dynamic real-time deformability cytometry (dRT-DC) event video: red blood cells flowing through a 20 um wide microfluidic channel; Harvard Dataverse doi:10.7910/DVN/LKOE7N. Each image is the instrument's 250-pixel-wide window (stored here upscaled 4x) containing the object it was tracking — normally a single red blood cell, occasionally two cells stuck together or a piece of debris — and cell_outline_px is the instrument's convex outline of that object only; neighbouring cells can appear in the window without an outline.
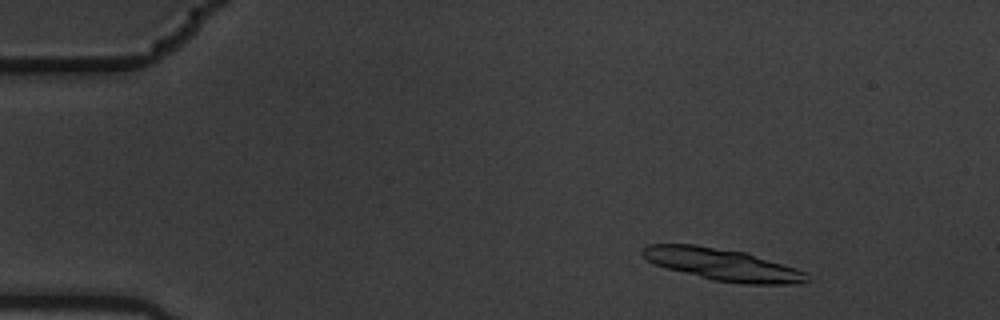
{"species": "common noctule bat (a hibernating species)", "species_latin": "Nyctalus noctula", "temperature_condition": "warm", "stored_images_in_passage": 6, "camera_frame_rate_fps": 3000, "um_per_image_px": 0.085, "animal": {"sex": "male", "body_mass_g": 19.5, "forearm_length_mm": 54.6}, "frame": {"image": 1, "passage_image": 2, "time_ms": 0.333, "image_size_px": [1000, 320], "cell_outline_px": [[808, 280], [800, 284], [740, 284], [712, 280], [668, 268], [656, 264], [648, 260], [640, 252], [640, 248], [648, 244], [696, 244], [744, 252], [796, 268], [808, 272]], "centroid_in_image_um": [61.42, 22.49], "position_along_channel_um": 23.6, "area_um2": 30.63}}